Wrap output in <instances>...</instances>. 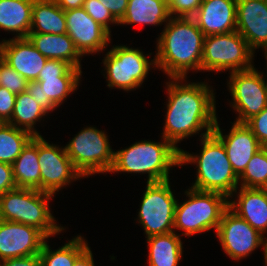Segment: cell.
<instances>
[{"instance_id":"obj_1","label":"cell","mask_w":267,"mask_h":266,"mask_svg":"<svg viewBox=\"0 0 267 266\" xmlns=\"http://www.w3.org/2000/svg\"><path fill=\"white\" fill-rule=\"evenodd\" d=\"M170 80L166 83L169 97L162 138L180 151L176 144L183 139L204 129L206 132L213 131L218 118L216 101L207 82L184 84L185 78Z\"/></svg>"},{"instance_id":"obj_2","label":"cell","mask_w":267,"mask_h":266,"mask_svg":"<svg viewBox=\"0 0 267 266\" xmlns=\"http://www.w3.org/2000/svg\"><path fill=\"white\" fill-rule=\"evenodd\" d=\"M204 38L193 18L171 17L157 40L156 68L170 78H187L192 69L201 71Z\"/></svg>"},{"instance_id":"obj_3","label":"cell","mask_w":267,"mask_h":266,"mask_svg":"<svg viewBox=\"0 0 267 266\" xmlns=\"http://www.w3.org/2000/svg\"><path fill=\"white\" fill-rule=\"evenodd\" d=\"M201 154L193 155L180 150V167L195 163L197 176L192 189L219 192L228 198L239 188V177L235 174L222 142L212 133H201Z\"/></svg>"},{"instance_id":"obj_4","label":"cell","mask_w":267,"mask_h":266,"mask_svg":"<svg viewBox=\"0 0 267 266\" xmlns=\"http://www.w3.org/2000/svg\"><path fill=\"white\" fill-rule=\"evenodd\" d=\"M180 151L165 138L161 142L142 140L114 152L109 172L146 173L147 182L169 180L172 166H180Z\"/></svg>"},{"instance_id":"obj_5","label":"cell","mask_w":267,"mask_h":266,"mask_svg":"<svg viewBox=\"0 0 267 266\" xmlns=\"http://www.w3.org/2000/svg\"><path fill=\"white\" fill-rule=\"evenodd\" d=\"M53 194L28 188H15L0 196V219L30 225L48 238L60 234L63 227L55 223L49 208Z\"/></svg>"},{"instance_id":"obj_6","label":"cell","mask_w":267,"mask_h":266,"mask_svg":"<svg viewBox=\"0 0 267 266\" xmlns=\"http://www.w3.org/2000/svg\"><path fill=\"white\" fill-rule=\"evenodd\" d=\"M188 200L176 202L174 229L191 236L215 229L221 222L223 213L228 209L229 198L219 192L199 191L189 188L185 191Z\"/></svg>"},{"instance_id":"obj_7","label":"cell","mask_w":267,"mask_h":266,"mask_svg":"<svg viewBox=\"0 0 267 266\" xmlns=\"http://www.w3.org/2000/svg\"><path fill=\"white\" fill-rule=\"evenodd\" d=\"M82 71L65 61L48 59L37 81L27 85L28 94L47 113L59 107L70 93L76 91Z\"/></svg>"},{"instance_id":"obj_8","label":"cell","mask_w":267,"mask_h":266,"mask_svg":"<svg viewBox=\"0 0 267 266\" xmlns=\"http://www.w3.org/2000/svg\"><path fill=\"white\" fill-rule=\"evenodd\" d=\"M254 52L237 32L205 36L201 71L231 72L251 69Z\"/></svg>"},{"instance_id":"obj_9","label":"cell","mask_w":267,"mask_h":266,"mask_svg":"<svg viewBox=\"0 0 267 266\" xmlns=\"http://www.w3.org/2000/svg\"><path fill=\"white\" fill-rule=\"evenodd\" d=\"M107 137L96 127H85L65 146L67 155L83 177L110 171L114 151Z\"/></svg>"},{"instance_id":"obj_10","label":"cell","mask_w":267,"mask_h":266,"mask_svg":"<svg viewBox=\"0 0 267 266\" xmlns=\"http://www.w3.org/2000/svg\"><path fill=\"white\" fill-rule=\"evenodd\" d=\"M147 55L140 49L129 48L125 45L113 46L104 57L103 65L108 79L109 88L123 89L124 91L139 88L150 71V65L156 67L155 59H147Z\"/></svg>"},{"instance_id":"obj_11","label":"cell","mask_w":267,"mask_h":266,"mask_svg":"<svg viewBox=\"0 0 267 266\" xmlns=\"http://www.w3.org/2000/svg\"><path fill=\"white\" fill-rule=\"evenodd\" d=\"M169 180L147 182L138 212L146 238L174 232V215L177 200L170 188Z\"/></svg>"},{"instance_id":"obj_12","label":"cell","mask_w":267,"mask_h":266,"mask_svg":"<svg viewBox=\"0 0 267 266\" xmlns=\"http://www.w3.org/2000/svg\"><path fill=\"white\" fill-rule=\"evenodd\" d=\"M228 87L233 97L232 107L239 113L235 122L245 123L267 106V80L254 66L230 72Z\"/></svg>"},{"instance_id":"obj_13","label":"cell","mask_w":267,"mask_h":266,"mask_svg":"<svg viewBox=\"0 0 267 266\" xmlns=\"http://www.w3.org/2000/svg\"><path fill=\"white\" fill-rule=\"evenodd\" d=\"M38 159L43 192L54 195L71 181L83 177L67 155L65 147L49 144L42 136H38Z\"/></svg>"},{"instance_id":"obj_14","label":"cell","mask_w":267,"mask_h":266,"mask_svg":"<svg viewBox=\"0 0 267 266\" xmlns=\"http://www.w3.org/2000/svg\"><path fill=\"white\" fill-rule=\"evenodd\" d=\"M216 235L224 252L233 260L249 256L251 252L262 245L265 256L266 239L264 235L229 208L223 213Z\"/></svg>"},{"instance_id":"obj_15","label":"cell","mask_w":267,"mask_h":266,"mask_svg":"<svg viewBox=\"0 0 267 266\" xmlns=\"http://www.w3.org/2000/svg\"><path fill=\"white\" fill-rule=\"evenodd\" d=\"M47 238L34 226L0 219V261L40 254Z\"/></svg>"},{"instance_id":"obj_16","label":"cell","mask_w":267,"mask_h":266,"mask_svg":"<svg viewBox=\"0 0 267 266\" xmlns=\"http://www.w3.org/2000/svg\"><path fill=\"white\" fill-rule=\"evenodd\" d=\"M66 33L74 42L82 56L96 54L105 50L111 40V34L99 23L95 22L83 7L64 11Z\"/></svg>"},{"instance_id":"obj_17","label":"cell","mask_w":267,"mask_h":266,"mask_svg":"<svg viewBox=\"0 0 267 266\" xmlns=\"http://www.w3.org/2000/svg\"><path fill=\"white\" fill-rule=\"evenodd\" d=\"M233 123L229 134L223 135L217 120L212 133L224 145L228 160L235 174L239 177L254 154L262 148V145L245 123L235 121Z\"/></svg>"},{"instance_id":"obj_18","label":"cell","mask_w":267,"mask_h":266,"mask_svg":"<svg viewBox=\"0 0 267 266\" xmlns=\"http://www.w3.org/2000/svg\"><path fill=\"white\" fill-rule=\"evenodd\" d=\"M236 31L254 52H267V0H237Z\"/></svg>"},{"instance_id":"obj_19","label":"cell","mask_w":267,"mask_h":266,"mask_svg":"<svg viewBox=\"0 0 267 266\" xmlns=\"http://www.w3.org/2000/svg\"><path fill=\"white\" fill-rule=\"evenodd\" d=\"M237 0H202L192 17L205 36L236 31Z\"/></svg>"},{"instance_id":"obj_20","label":"cell","mask_w":267,"mask_h":266,"mask_svg":"<svg viewBox=\"0 0 267 266\" xmlns=\"http://www.w3.org/2000/svg\"><path fill=\"white\" fill-rule=\"evenodd\" d=\"M3 59L28 82L37 81L47 58L43 56L28 38L5 40Z\"/></svg>"},{"instance_id":"obj_21","label":"cell","mask_w":267,"mask_h":266,"mask_svg":"<svg viewBox=\"0 0 267 266\" xmlns=\"http://www.w3.org/2000/svg\"><path fill=\"white\" fill-rule=\"evenodd\" d=\"M237 190L230 197L238 193V200L229 199L228 208L263 235L267 231V189L240 186Z\"/></svg>"},{"instance_id":"obj_22","label":"cell","mask_w":267,"mask_h":266,"mask_svg":"<svg viewBox=\"0 0 267 266\" xmlns=\"http://www.w3.org/2000/svg\"><path fill=\"white\" fill-rule=\"evenodd\" d=\"M27 38L34 47L47 59L62 60L81 70L82 55L70 36L65 34L29 33Z\"/></svg>"},{"instance_id":"obj_23","label":"cell","mask_w":267,"mask_h":266,"mask_svg":"<svg viewBox=\"0 0 267 266\" xmlns=\"http://www.w3.org/2000/svg\"><path fill=\"white\" fill-rule=\"evenodd\" d=\"M11 166L17 188H28L41 191L38 136H34Z\"/></svg>"},{"instance_id":"obj_24","label":"cell","mask_w":267,"mask_h":266,"mask_svg":"<svg viewBox=\"0 0 267 266\" xmlns=\"http://www.w3.org/2000/svg\"><path fill=\"white\" fill-rule=\"evenodd\" d=\"M34 0H0V29L27 38L31 29Z\"/></svg>"},{"instance_id":"obj_25","label":"cell","mask_w":267,"mask_h":266,"mask_svg":"<svg viewBox=\"0 0 267 266\" xmlns=\"http://www.w3.org/2000/svg\"><path fill=\"white\" fill-rule=\"evenodd\" d=\"M66 31L64 10L54 0H34L30 33L57 35Z\"/></svg>"},{"instance_id":"obj_26","label":"cell","mask_w":267,"mask_h":266,"mask_svg":"<svg viewBox=\"0 0 267 266\" xmlns=\"http://www.w3.org/2000/svg\"><path fill=\"white\" fill-rule=\"evenodd\" d=\"M171 18L169 6L163 0H129L127 11L119 22L125 24L162 25Z\"/></svg>"},{"instance_id":"obj_27","label":"cell","mask_w":267,"mask_h":266,"mask_svg":"<svg viewBox=\"0 0 267 266\" xmlns=\"http://www.w3.org/2000/svg\"><path fill=\"white\" fill-rule=\"evenodd\" d=\"M149 266H178L182 259L183 246L179 234H166L147 237Z\"/></svg>"},{"instance_id":"obj_28","label":"cell","mask_w":267,"mask_h":266,"mask_svg":"<svg viewBox=\"0 0 267 266\" xmlns=\"http://www.w3.org/2000/svg\"><path fill=\"white\" fill-rule=\"evenodd\" d=\"M47 112L32 99L28 92L16 95L14 110L8 124L31 133L33 136H41L34 126L37 121L45 116Z\"/></svg>"},{"instance_id":"obj_29","label":"cell","mask_w":267,"mask_h":266,"mask_svg":"<svg viewBox=\"0 0 267 266\" xmlns=\"http://www.w3.org/2000/svg\"><path fill=\"white\" fill-rule=\"evenodd\" d=\"M88 247V243L79 235L55 251H52L45 241L39 254L41 266H73L75 260Z\"/></svg>"},{"instance_id":"obj_30","label":"cell","mask_w":267,"mask_h":266,"mask_svg":"<svg viewBox=\"0 0 267 266\" xmlns=\"http://www.w3.org/2000/svg\"><path fill=\"white\" fill-rule=\"evenodd\" d=\"M34 136L8 123L0 126V162L12 164Z\"/></svg>"},{"instance_id":"obj_31","label":"cell","mask_w":267,"mask_h":266,"mask_svg":"<svg viewBox=\"0 0 267 266\" xmlns=\"http://www.w3.org/2000/svg\"><path fill=\"white\" fill-rule=\"evenodd\" d=\"M241 187L267 189V154L261 148L239 176Z\"/></svg>"},{"instance_id":"obj_32","label":"cell","mask_w":267,"mask_h":266,"mask_svg":"<svg viewBox=\"0 0 267 266\" xmlns=\"http://www.w3.org/2000/svg\"><path fill=\"white\" fill-rule=\"evenodd\" d=\"M28 81L16 70L4 62L1 57V80L0 86H3L13 94L18 95L27 90Z\"/></svg>"},{"instance_id":"obj_33","label":"cell","mask_w":267,"mask_h":266,"mask_svg":"<svg viewBox=\"0 0 267 266\" xmlns=\"http://www.w3.org/2000/svg\"><path fill=\"white\" fill-rule=\"evenodd\" d=\"M83 8L95 22L103 26L109 33H111L109 23L119 24L110 11L98 0H85Z\"/></svg>"},{"instance_id":"obj_34","label":"cell","mask_w":267,"mask_h":266,"mask_svg":"<svg viewBox=\"0 0 267 266\" xmlns=\"http://www.w3.org/2000/svg\"><path fill=\"white\" fill-rule=\"evenodd\" d=\"M201 4L202 0H173L169 5V13L171 17L192 18Z\"/></svg>"},{"instance_id":"obj_35","label":"cell","mask_w":267,"mask_h":266,"mask_svg":"<svg viewBox=\"0 0 267 266\" xmlns=\"http://www.w3.org/2000/svg\"><path fill=\"white\" fill-rule=\"evenodd\" d=\"M245 124L251 129L261 145L267 142V106L260 113L248 119Z\"/></svg>"},{"instance_id":"obj_36","label":"cell","mask_w":267,"mask_h":266,"mask_svg":"<svg viewBox=\"0 0 267 266\" xmlns=\"http://www.w3.org/2000/svg\"><path fill=\"white\" fill-rule=\"evenodd\" d=\"M16 95L0 86V121L8 123L14 110Z\"/></svg>"},{"instance_id":"obj_37","label":"cell","mask_w":267,"mask_h":266,"mask_svg":"<svg viewBox=\"0 0 267 266\" xmlns=\"http://www.w3.org/2000/svg\"><path fill=\"white\" fill-rule=\"evenodd\" d=\"M17 188L11 164L0 162V196Z\"/></svg>"},{"instance_id":"obj_38","label":"cell","mask_w":267,"mask_h":266,"mask_svg":"<svg viewBox=\"0 0 267 266\" xmlns=\"http://www.w3.org/2000/svg\"><path fill=\"white\" fill-rule=\"evenodd\" d=\"M106 9L110 11L112 16L120 22L124 17L129 0H98Z\"/></svg>"},{"instance_id":"obj_39","label":"cell","mask_w":267,"mask_h":266,"mask_svg":"<svg viewBox=\"0 0 267 266\" xmlns=\"http://www.w3.org/2000/svg\"><path fill=\"white\" fill-rule=\"evenodd\" d=\"M0 266H41V259L39 254L11 258L0 261Z\"/></svg>"},{"instance_id":"obj_40","label":"cell","mask_w":267,"mask_h":266,"mask_svg":"<svg viewBox=\"0 0 267 266\" xmlns=\"http://www.w3.org/2000/svg\"><path fill=\"white\" fill-rule=\"evenodd\" d=\"M73 266H95L93 254L88 247L74 262Z\"/></svg>"},{"instance_id":"obj_41","label":"cell","mask_w":267,"mask_h":266,"mask_svg":"<svg viewBox=\"0 0 267 266\" xmlns=\"http://www.w3.org/2000/svg\"><path fill=\"white\" fill-rule=\"evenodd\" d=\"M64 11L83 7L85 0H54Z\"/></svg>"},{"instance_id":"obj_42","label":"cell","mask_w":267,"mask_h":266,"mask_svg":"<svg viewBox=\"0 0 267 266\" xmlns=\"http://www.w3.org/2000/svg\"><path fill=\"white\" fill-rule=\"evenodd\" d=\"M4 43H5V40L3 39L0 43V58L3 57Z\"/></svg>"},{"instance_id":"obj_43","label":"cell","mask_w":267,"mask_h":266,"mask_svg":"<svg viewBox=\"0 0 267 266\" xmlns=\"http://www.w3.org/2000/svg\"><path fill=\"white\" fill-rule=\"evenodd\" d=\"M264 259H265V265L267 266V237H266V243H265V256H264Z\"/></svg>"},{"instance_id":"obj_44","label":"cell","mask_w":267,"mask_h":266,"mask_svg":"<svg viewBox=\"0 0 267 266\" xmlns=\"http://www.w3.org/2000/svg\"><path fill=\"white\" fill-rule=\"evenodd\" d=\"M262 149L267 154V142H265V143L262 144Z\"/></svg>"},{"instance_id":"obj_45","label":"cell","mask_w":267,"mask_h":266,"mask_svg":"<svg viewBox=\"0 0 267 266\" xmlns=\"http://www.w3.org/2000/svg\"><path fill=\"white\" fill-rule=\"evenodd\" d=\"M163 1L169 6L173 0H163Z\"/></svg>"},{"instance_id":"obj_46","label":"cell","mask_w":267,"mask_h":266,"mask_svg":"<svg viewBox=\"0 0 267 266\" xmlns=\"http://www.w3.org/2000/svg\"><path fill=\"white\" fill-rule=\"evenodd\" d=\"M0 80H1V58H0Z\"/></svg>"},{"instance_id":"obj_47","label":"cell","mask_w":267,"mask_h":266,"mask_svg":"<svg viewBox=\"0 0 267 266\" xmlns=\"http://www.w3.org/2000/svg\"><path fill=\"white\" fill-rule=\"evenodd\" d=\"M264 54H265L264 56H265V58H266V60H267V52H266V53H264ZM266 76H267V75H266Z\"/></svg>"}]
</instances>
